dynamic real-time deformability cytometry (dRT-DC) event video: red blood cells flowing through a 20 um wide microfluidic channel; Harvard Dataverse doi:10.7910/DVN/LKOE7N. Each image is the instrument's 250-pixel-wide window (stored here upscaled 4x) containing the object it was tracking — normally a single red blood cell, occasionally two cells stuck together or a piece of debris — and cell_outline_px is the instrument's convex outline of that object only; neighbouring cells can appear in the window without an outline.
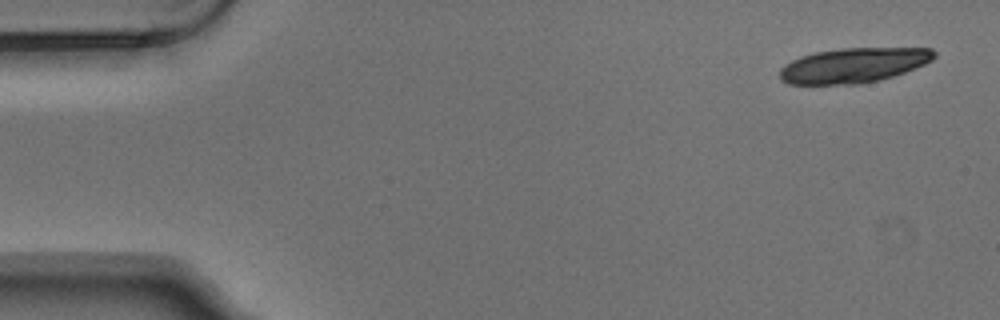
{"species": "Egyptian fruit bat (a non-hibernating species)", "species_latin": "Rousettus aegyptiacus", "temperature_condition": "warm", "stored_images_in_passage": 4, "camera_frame_rate_fps": 3000, "um_per_image_px": 0.085, "animal": {"sex": "male"}, "frame": {"image": 1, "passage_image": 1, "time_ms": 0.0, "image_size_px": [1000, 320], "cell_outline_px": [[936, 56], [932, 60], [924, 64], [904, 72], [892, 76], [876, 80], [856, 84], [788, 84], [780, 80], [780, 68], [784, 64], [800, 56], [812, 52], [840, 48], [932, 48], [936, 52]], "centroid_in_image_um": [72.51, 5.54], "position_along_channel_um": 12.5, "area_um2": 31.39}}